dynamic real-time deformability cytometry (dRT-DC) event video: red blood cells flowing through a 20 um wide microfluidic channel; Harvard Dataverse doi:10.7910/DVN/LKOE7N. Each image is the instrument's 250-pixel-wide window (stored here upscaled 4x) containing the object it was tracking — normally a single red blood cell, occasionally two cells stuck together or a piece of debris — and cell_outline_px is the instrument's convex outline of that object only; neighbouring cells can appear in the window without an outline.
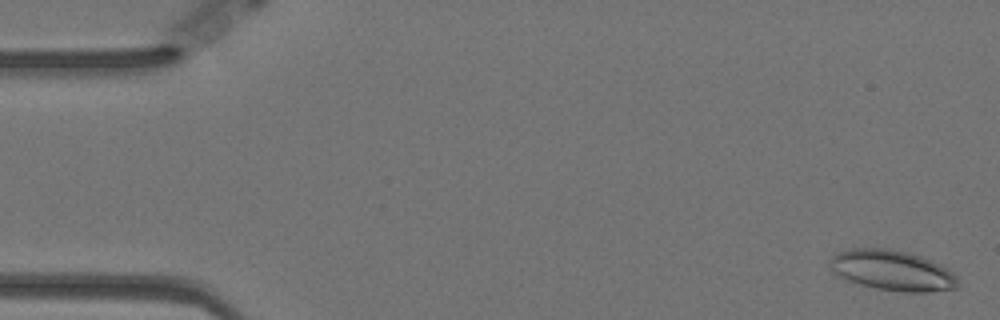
{"species": "Egyptian fruit bat (a non-hibernating species)", "species_latin": "Rousettus aegyptiacus", "temperature_condition": "warm", "stored_images_in_passage": 58, "camera_frame_rate_fps": 3000, "um_per_image_px": 0.085, "animal": {"sex": "female"}, "frame": {"image": 1, "passage_image": 2, "time_ms": 0.333, "image_size_px": [1000, 320], "cell_outline_px": [[960, 288], [928, 292], [904, 292], [876, 288], [860, 284], [848, 280], [832, 272], [828, 264], [828, 260], [836, 252], [852, 248], [884, 248], [904, 252], [920, 256], [932, 260], [948, 268], [956, 276], [960, 284]], "centroid_in_image_um": [75.85, 22.99], "position_along_channel_um": 9.2, "area_um2": 30.29}}
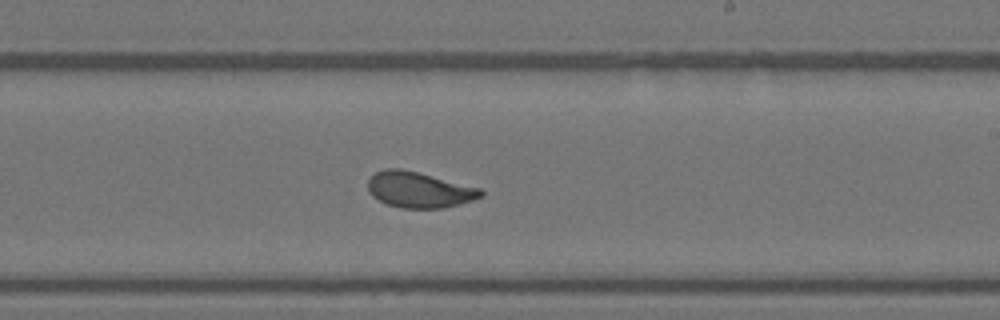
{"frame": {"image": 2, "passage_image": 34, "time_ms": 11.0, "image_size_px": [1000, 320], "cell_outline_px": [[484, 196], [460, 204], [440, 208], [400, 208], [388, 204], [372, 196], [368, 192], [368, 180], [376, 172], [384, 168], [400, 168], [480, 188], [484, 192]], "centroid_in_image_um": [35.61, 16.13], "position_along_channel_um": 253.4, "area_um2": 23.35}}
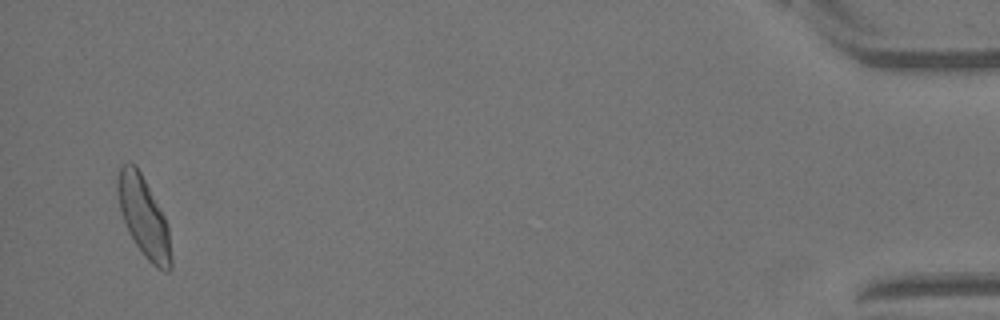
{"frame": {"image": 3, "passage_image": 56, "time_ms": 18.333, "image_size_px": [1000, 320], "cell_outline_px": [[172, 268], [168, 272], [164, 272], [156, 268], [144, 256], [136, 244], [124, 220], [120, 208], [116, 192], [116, 180], [120, 168], [128, 160], [136, 164], [160, 208], [168, 224], [172, 260]], "centroid_in_image_um": [12.23, 18.44], "position_along_channel_um": 423.0, "area_um2": 24.91}, "authors_computed_cell_mechanics": {"area_um2": 23.9292, "velocity_mm_per_s": 3.4938, "shape_relaxation_time_tau1_ms": 3.2245, "shape_relaxation_time_tau2_ms": 1.0658, "deformation_change_tau1": 0.1366, "deformation_change_tau2": 0.071}}